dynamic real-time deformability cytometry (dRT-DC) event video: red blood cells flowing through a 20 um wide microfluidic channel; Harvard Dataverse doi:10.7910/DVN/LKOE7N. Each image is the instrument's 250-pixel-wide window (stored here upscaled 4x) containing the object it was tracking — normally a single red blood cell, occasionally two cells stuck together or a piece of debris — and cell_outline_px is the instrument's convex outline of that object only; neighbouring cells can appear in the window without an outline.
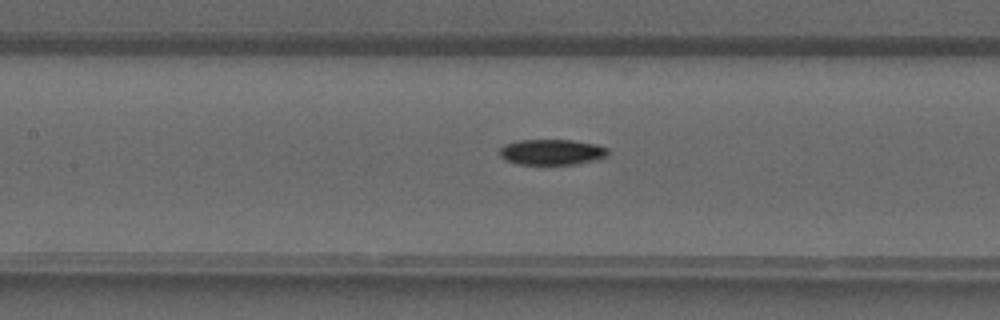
{"species": "common noctule bat (a hibernating species)", "species_latin": "Nyctalus noctula", "temperature_condition": "warm", "stored_images_in_passage": 33, "camera_frame_rate_fps": 3000, "um_per_image_px": 0.085, "animal": {"sex": "male", "forearm_length_mm": 52.5}, "frame": {"image": 1, "passage_image": 11, "time_ms": 3.333, "image_size_px": [1000, 320], "cell_outline_px": [[608, 156], [600, 160], [576, 164], [516, 164], [504, 160], [500, 156], [500, 148], [504, 144], [520, 140], [572, 140], [596, 144], [608, 148]], "centroid_in_image_um": [46.93, 12.93], "position_along_channel_um": 160.5, "area_um2": 16.42}}
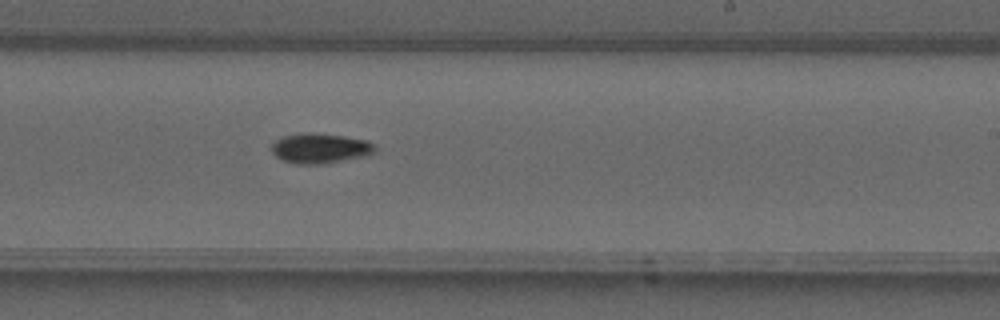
{"frame": {"image": 2, "passage_image": 17, "time_ms": 5.333, "image_size_px": [1000, 320], "cell_outline_px": [[376, 148], [368, 156], [324, 164], [296, 164], [280, 160], [272, 152], [272, 144], [276, 140], [284, 136], [304, 132], [312, 132], [344, 136], [368, 140]], "centroid_in_image_um": [27.2, 12.61], "position_along_channel_um": 261.8, "area_um2": 18.26}}
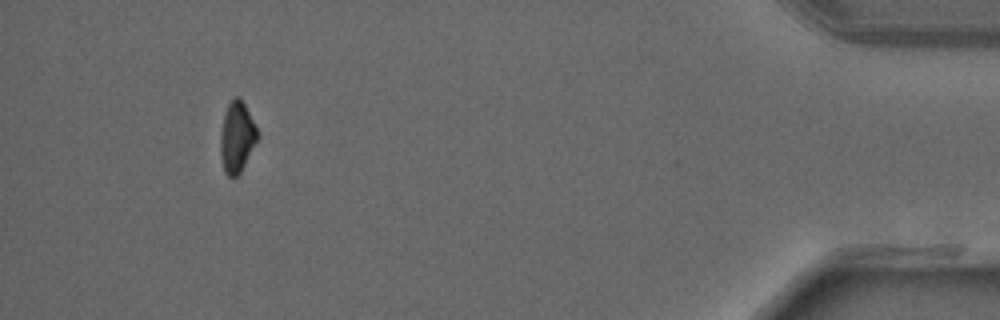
{"frame": {"image": 3, "passage_image": 30, "time_ms": 9.667, "image_size_px": [1000, 320], "cell_outline_px": [[260, 136], [240, 172], [236, 176], [228, 176], [224, 172], [220, 156], [220, 132], [224, 116], [228, 104], [236, 96], [240, 96]], "centroid_in_image_um": [20.12, 11.67], "position_along_channel_um": 415.1, "area_um2": 15.14}}